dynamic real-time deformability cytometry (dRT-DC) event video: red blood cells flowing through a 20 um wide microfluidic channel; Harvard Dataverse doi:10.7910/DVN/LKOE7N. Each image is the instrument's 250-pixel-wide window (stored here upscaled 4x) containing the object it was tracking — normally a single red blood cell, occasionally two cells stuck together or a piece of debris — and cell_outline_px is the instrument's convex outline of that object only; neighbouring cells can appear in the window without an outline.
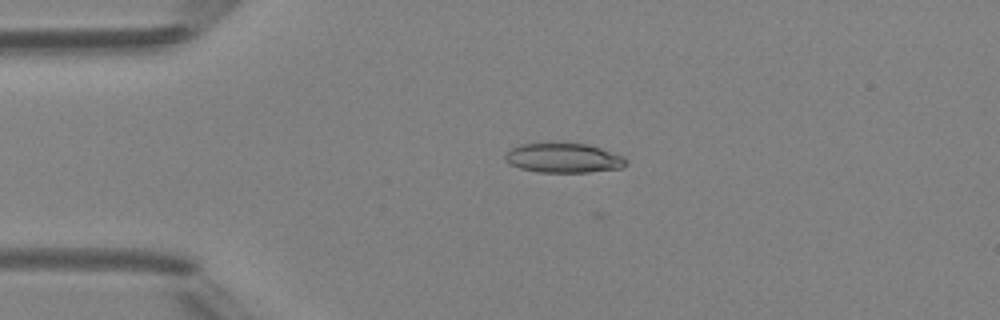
{"species": "Egyptian fruit bat (a non-hibernating species)", "species_latin": "Rousettus aegyptiacus", "temperature_condition": "room temperature", "stored_images_in_passage": 4, "camera_frame_rate_fps": 3000, "um_per_image_px": 0.085, "animal": {"sex": "female"}, "frame": {"image": 1, "passage_image": 3, "time_ms": 2.333, "image_size_px": [1000, 320], "cell_outline_px": [[628, 164], [624, 168], [588, 172], [540, 172], [520, 168], [508, 164], [504, 160], [504, 156], [512, 148], [520, 144], [588, 144], [624, 156], [628, 160]], "centroid_in_image_um": [47.94, 13.45], "position_along_channel_um": 37.1, "area_um2": 20.75}}